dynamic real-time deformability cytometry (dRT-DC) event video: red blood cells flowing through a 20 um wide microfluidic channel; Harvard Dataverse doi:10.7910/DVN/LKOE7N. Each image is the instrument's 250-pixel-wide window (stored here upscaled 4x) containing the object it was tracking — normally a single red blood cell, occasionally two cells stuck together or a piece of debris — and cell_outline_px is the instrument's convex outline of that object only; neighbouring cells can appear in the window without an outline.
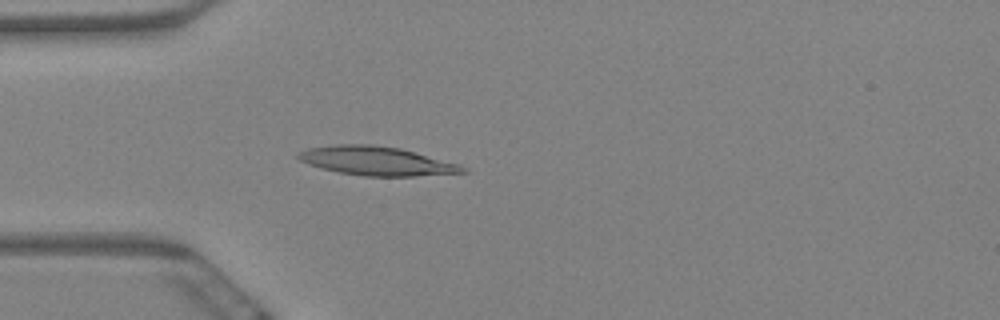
{"species": "Egyptian fruit bat (a non-hibernating species)", "species_latin": "Rousettus aegyptiacus", "temperature_condition": "warm", "stored_images_in_passage": 4, "camera_frame_rate_fps": 3000, "um_per_image_px": 0.085, "animal": {"sex": "female"}, "frame": {"image": 1, "passage_image": 4, "time_ms": 1.0, "image_size_px": [1000, 320], "cell_outline_px": [[468, 172], [416, 176], [364, 176], [336, 172], [320, 168], [308, 164], [300, 160], [296, 156], [296, 152], [308, 148], [336, 144], [368, 144], [400, 148], [460, 164], [468, 168]], "centroid_in_image_um": [31.99, 13.68], "position_along_channel_um": 53.0, "area_um2": 27.86}}